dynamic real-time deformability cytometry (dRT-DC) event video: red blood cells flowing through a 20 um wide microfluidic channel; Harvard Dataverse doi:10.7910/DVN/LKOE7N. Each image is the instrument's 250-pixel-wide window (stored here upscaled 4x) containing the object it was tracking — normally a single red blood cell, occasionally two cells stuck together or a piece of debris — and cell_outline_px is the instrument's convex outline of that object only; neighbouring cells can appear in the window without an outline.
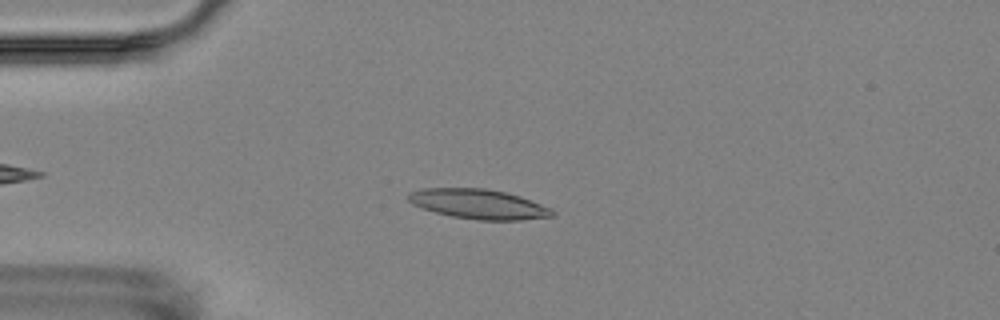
{"species": "Egyptian fruit bat (a non-hibernating species)", "species_latin": "Rousettus aegyptiacus", "temperature_condition": "room temperature", "stored_images_in_passage": 5, "camera_frame_rate_fps": 3000, "um_per_image_px": 0.085, "animal": {"sex": "female"}, "frame": {"image": 1, "passage_image": 1, "time_ms": 0.0, "image_size_px": [1000, 320], "cell_outline_px": [[556, 212], [552, 216], [520, 220], [476, 220], [452, 216], [436, 212], [412, 204], [408, 200], [408, 192], [420, 188], [484, 188], [504, 192], [520, 196], [552, 208]], "centroid_in_image_um": [40.68, 17.34], "position_along_channel_um": 44.3, "area_um2": 24.91}}
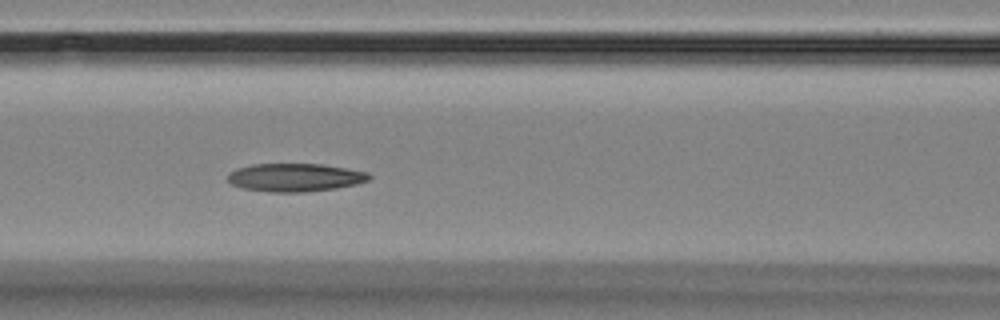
{"frame": {"image": 2, "passage_image": 4, "time_ms": 3.333, "image_size_px": [1000, 320], "cell_outline_px": [[372, 176], [368, 180], [356, 184], [336, 188], [304, 192], [268, 192], [240, 188], [232, 184], [228, 180], [228, 176], [232, 172], [240, 168], [252, 164], [320, 164], [348, 168], [368, 172]], "centroid_in_image_um": [25.11, 15.09], "position_along_channel_um": 141.5, "area_um2": 23.12}}
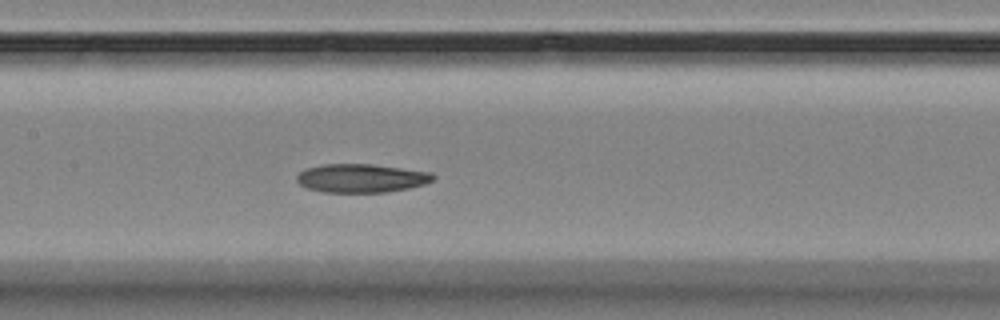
{"frame": {"image": 3, "passage_image": 5, "time_ms": 4.333, "image_size_px": [1000, 320], "cell_outline_px": [[436, 176], [432, 180], [424, 184], [408, 188], [388, 192], [324, 192], [308, 188], [300, 184], [296, 180], [296, 176], [304, 168], [320, 164], [372, 164], [432, 172]], "centroid_in_image_um": [30.7, 15.13], "position_along_channel_um": 176.7, "area_um2": 22.77}}